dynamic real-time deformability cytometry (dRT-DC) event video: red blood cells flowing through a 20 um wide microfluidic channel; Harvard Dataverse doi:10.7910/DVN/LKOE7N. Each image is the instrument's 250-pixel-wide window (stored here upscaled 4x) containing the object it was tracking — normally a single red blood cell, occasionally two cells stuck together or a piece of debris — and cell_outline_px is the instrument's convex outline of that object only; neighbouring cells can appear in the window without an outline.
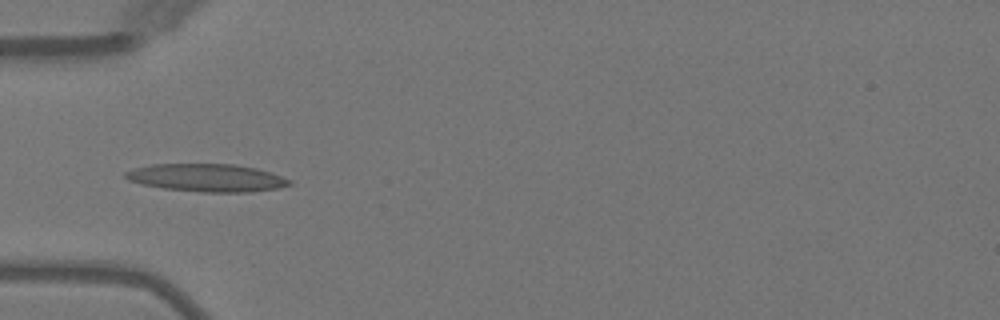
{"species": "Egyptian fruit bat (a non-hibernating species)", "species_latin": "Rousettus aegyptiacus", "temperature_condition": "warm", "stored_images_in_passage": 4, "camera_frame_rate_fps": 3000, "um_per_image_px": 0.085, "animal": {"sex": "female"}, "frame": {"image": 1, "passage_image": 4, "time_ms": 4.0, "image_size_px": [1000, 320], "cell_outline_px": [[292, 184], [276, 188], [252, 192], [204, 192], [164, 188], [140, 184], [128, 180], [124, 176], [124, 172], [132, 168], [152, 164], [236, 164], [256, 168], [272, 172], [292, 180]], "centroid_in_image_um": [17.58, 15.1], "position_along_channel_um": 67.4, "area_um2": 26.7}}